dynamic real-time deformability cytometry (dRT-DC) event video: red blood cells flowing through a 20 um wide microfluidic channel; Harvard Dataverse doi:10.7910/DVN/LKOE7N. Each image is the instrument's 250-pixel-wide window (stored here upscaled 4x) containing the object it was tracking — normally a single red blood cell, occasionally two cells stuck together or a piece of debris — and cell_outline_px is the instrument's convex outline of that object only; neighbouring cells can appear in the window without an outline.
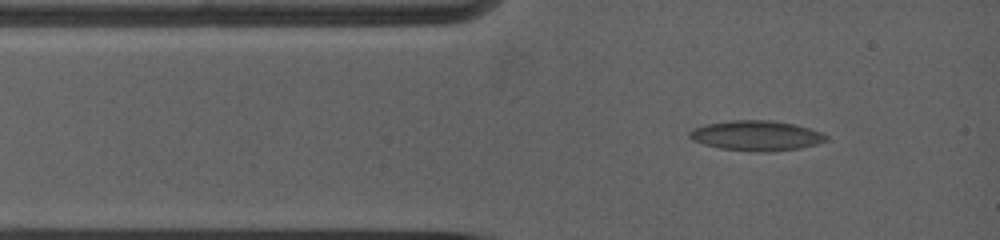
{"species": "common noctule bat (a hibernating species)", "species_latin": "Nyctalus noctula", "temperature_condition": "warm", "stored_images_in_passage": 41, "camera_frame_rate_fps": 5000, "um_per_image_px": 0.085, "animal": {"sex": "female", "body_mass_g": 19.0, "forearm_length_mm": 53.3}, "frame": {"image": 1, "passage_image": 1, "time_ms": 0.0, "image_size_px": [1000, 240], "cell_outline_px": [[828, 140], [816, 144], [800, 148], [768, 152], [752, 152], [720, 148], [704, 144], [692, 140], [688, 136], [688, 132], [692, 128], [708, 124], [732, 120], [772, 120], [796, 124], [820, 132], [828, 136]], "centroid_in_image_um": [64.28, 11.53], "position_along_channel_um": 20.7, "area_um2": 24.04}}
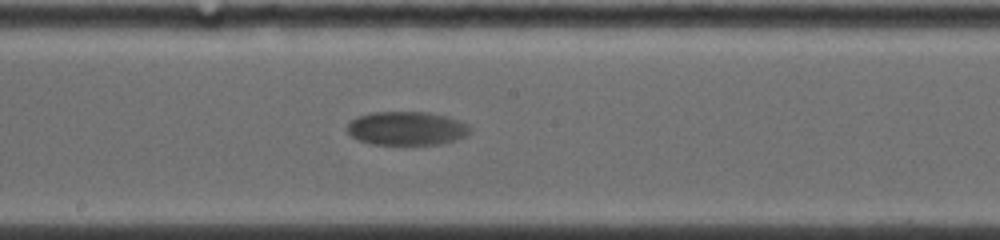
{"frame": {"image": 2, "passage_image": 16, "time_ms": 5.8, "image_size_px": [1000, 240], "cell_outline_px": [[472, 132], [456, 140], [444, 144], [368, 144], [352, 136], [348, 132], [348, 124], [352, 120], [360, 116], [372, 112], [428, 112], [448, 116], [468, 124], [472, 128]], "centroid_in_image_um": [34.63, 10.91], "position_along_channel_um": 213.6, "area_um2": 24.16}}
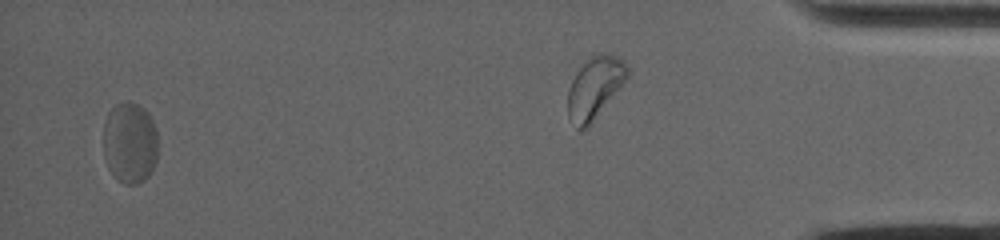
{"frame": {"image": 3, "passage_image": 38, "time_ms": 15.2, "image_size_px": [1000, 240], "cell_outline_px": [[156, 164], [148, 176], [144, 180], [136, 184], [124, 184], [116, 180], [108, 168], [104, 156], [104, 120], [108, 112], [116, 104], [128, 100], [144, 108], [148, 112], [156, 128]], "centroid_in_image_um": [11.02, 12.14], "position_along_channel_um": 424.2, "area_um2": 26.13}, "authors_computed_cell_mechanics": {"area_um2": 24.2182, "velocity_mm_per_s": 3.6398, "shape_relaxation_time_tau1_ms": 2.9395, "shape_relaxation_time_tau2_ms": null, "deformation_change_tau1": 0.0837, "deformation_change_tau2": null}}